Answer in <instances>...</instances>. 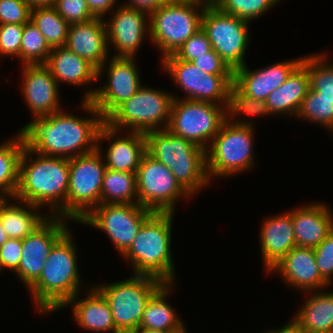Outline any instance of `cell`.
<instances>
[{"mask_svg": "<svg viewBox=\"0 0 333 333\" xmlns=\"http://www.w3.org/2000/svg\"><path fill=\"white\" fill-rule=\"evenodd\" d=\"M90 118L59 111L33 119L21 128L26 146L44 156L73 158L97 150L105 119L91 101H81Z\"/></svg>", "mask_w": 333, "mask_h": 333, "instance_id": "6da1fadb", "label": "cell"}, {"mask_svg": "<svg viewBox=\"0 0 333 333\" xmlns=\"http://www.w3.org/2000/svg\"><path fill=\"white\" fill-rule=\"evenodd\" d=\"M36 155L35 159L31 156ZM31 161V162H29ZM69 158L44 156L25 146L19 161V184L13 200L49 206L50 216L66 219Z\"/></svg>", "mask_w": 333, "mask_h": 333, "instance_id": "7a4b0ae2", "label": "cell"}, {"mask_svg": "<svg viewBox=\"0 0 333 333\" xmlns=\"http://www.w3.org/2000/svg\"><path fill=\"white\" fill-rule=\"evenodd\" d=\"M70 230L53 246L39 279L28 289L41 314L56 312L79 294L76 246Z\"/></svg>", "mask_w": 333, "mask_h": 333, "instance_id": "3957f363", "label": "cell"}, {"mask_svg": "<svg viewBox=\"0 0 333 333\" xmlns=\"http://www.w3.org/2000/svg\"><path fill=\"white\" fill-rule=\"evenodd\" d=\"M173 212H154L143 224L132 245L123 254L131 261L133 275L147 276L163 284H175L171 255Z\"/></svg>", "mask_w": 333, "mask_h": 333, "instance_id": "277c9868", "label": "cell"}, {"mask_svg": "<svg viewBox=\"0 0 333 333\" xmlns=\"http://www.w3.org/2000/svg\"><path fill=\"white\" fill-rule=\"evenodd\" d=\"M144 135L146 153L163 163L191 197L198 190L209 186L205 149L167 129L150 131Z\"/></svg>", "mask_w": 333, "mask_h": 333, "instance_id": "5b68a950", "label": "cell"}, {"mask_svg": "<svg viewBox=\"0 0 333 333\" xmlns=\"http://www.w3.org/2000/svg\"><path fill=\"white\" fill-rule=\"evenodd\" d=\"M253 127L252 122L238 118L223 122L206 149V169L210 181L214 177L234 176L254 166Z\"/></svg>", "mask_w": 333, "mask_h": 333, "instance_id": "8992f818", "label": "cell"}, {"mask_svg": "<svg viewBox=\"0 0 333 333\" xmlns=\"http://www.w3.org/2000/svg\"><path fill=\"white\" fill-rule=\"evenodd\" d=\"M174 95L142 86L138 92L120 104L105 124L115 130L147 133L167 129Z\"/></svg>", "mask_w": 333, "mask_h": 333, "instance_id": "52a82bcc", "label": "cell"}, {"mask_svg": "<svg viewBox=\"0 0 333 333\" xmlns=\"http://www.w3.org/2000/svg\"><path fill=\"white\" fill-rule=\"evenodd\" d=\"M208 4L165 2L149 14V37L163 58L176 51L201 29L202 15Z\"/></svg>", "mask_w": 333, "mask_h": 333, "instance_id": "ba28073f", "label": "cell"}, {"mask_svg": "<svg viewBox=\"0 0 333 333\" xmlns=\"http://www.w3.org/2000/svg\"><path fill=\"white\" fill-rule=\"evenodd\" d=\"M162 285L155 278L133 275L122 281L94 287L107 300L116 330L119 333H135L147 302Z\"/></svg>", "mask_w": 333, "mask_h": 333, "instance_id": "9c48e42d", "label": "cell"}, {"mask_svg": "<svg viewBox=\"0 0 333 333\" xmlns=\"http://www.w3.org/2000/svg\"><path fill=\"white\" fill-rule=\"evenodd\" d=\"M69 158V186L66 219L81 221L93 208L100 205L103 176L106 170L102 148Z\"/></svg>", "mask_w": 333, "mask_h": 333, "instance_id": "30bf717a", "label": "cell"}, {"mask_svg": "<svg viewBox=\"0 0 333 333\" xmlns=\"http://www.w3.org/2000/svg\"><path fill=\"white\" fill-rule=\"evenodd\" d=\"M226 120V106L174 96L167 130L207 149Z\"/></svg>", "mask_w": 333, "mask_h": 333, "instance_id": "8fae6325", "label": "cell"}, {"mask_svg": "<svg viewBox=\"0 0 333 333\" xmlns=\"http://www.w3.org/2000/svg\"><path fill=\"white\" fill-rule=\"evenodd\" d=\"M249 22L223 13L215 5H207L201 28L211 42L212 49L232 70L245 65L244 55L249 44Z\"/></svg>", "mask_w": 333, "mask_h": 333, "instance_id": "7c38bea8", "label": "cell"}, {"mask_svg": "<svg viewBox=\"0 0 333 333\" xmlns=\"http://www.w3.org/2000/svg\"><path fill=\"white\" fill-rule=\"evenodd\" d=\"M136 180L138 204L154 212L175 213L177 200L191 197L177 182L174 174L147 153L138 167Z\"/></svg>", "mask_w": 333, "mask_h": 333, "instance_id": "4fadbf2b", "label": "cell"}, {"mask_svg": "<svg viewBox=\"0 0 333 333\" xmlns=\"http://www.w3.org/2000/svg\"><path fill=\"white\" fill-rule=\"evenodd\" d=\"M154 211L139 204H100L79 223L107 233L115 249L123 255L132 245L144 222Z\"/></svg>", "mask_w": 333, "mask_h": 333, "instance_id": "5bb4252c", "label": "cell"}, {"mask_svg": "<svg viewBox=\"0 0 333 333\" xmlns=\"http://www.w3.org/2000/svg\"><path fill=\"white\" fill-rule=\"evenodd\" d=\"M162 60L163 68L171 75L174 83L186 93V98L183 99L227 106L233 75L205 73L192 62L180 60L174 54Z\"/></svg>", "mask_w": 333, "mask_h": 333, "instance_id": "9a60e30c", "label": "cell"}, {"mask_svg": "<svg viewBox=\"0 0 333 333\" xmlns=\"http://www.w3.org/2000/svg\"><path fill=\"white\" fill-rule=\"evenodd\" d=\"M107 61V84L87 91L82 99L91 101L104 119L143 86L134 57L112 56Z\"/></svg>", "mask_w": 333, "mask_h": 333, "instance_id": "2e32d148", "label": "cell"}, {"mask_svg": "<svg viewBox=\"0 0 333 333\" xmlns=\"http://www.w3.org/2000/svg\"><path fill=\"white\" fill-rule=\"evenodd\" d=\"M64 219L49 215L37 229L22 239L20 264L14 273L27 289L39 279L53 246L69 231Z\"/></svg>", "mask_w": 333, "mask_h": 333, "instance_id": "e0dca14e", "label": "cell"}, {"mask_svg": "<svg viewBox=\"0 0 333 333\" xmlns=\"http://www.w3.org/2000/svg\"><path fill=\"white\" fill-rule=\"evenodd\" d=\"M113 12L111 20L104 21L108 44L114 45L117 50L113 57L135 58L143 38L149 34V14L125 5L119 6Z\"/></svg>", "mask_w": 333, "mask_h": 333, "instance_id": "ac0fdd59", "label": "cell"}, {"mask_svg": "<svg viewBox=\"0 0 333 333\" xmlns=\"http://www.w3.org/2000/svg\"><path fill=\"white\" fill-rule=\"evenodd\" d=\"M22 93L33 119L62 110L60 87L44 64L23 65Z\"/></svg>", "mask_w": 333, "mask_h": 333, "instance_id": "d6986e66", "label": "cell"}, {"mask_svg": "<svg viewBox=\"0 0 333 333\" xmlns=\"http://www.w3.org/2000/svg\"><path fill=\"white\" fill-rule=\"evenodd\" d=\"M104 20L94 18L88 22L69 25L65 44L67 49L98 69V80L106 69V60L110 55Z\"/></svg>", "mask_w": 333, "mask_h": 333, "instance_id": "ffe728a7", "label": "cell"}, {"mask_svg": "<svg viewBox=\"0 0 333 333\" xmlns=\"http://www.w3.org/2000/svg\"><path fill=\"white\" fill-rule=\"evenodd\" d=\"M272 271L280 273L287 285L307 294L330 285L319 272L313 248L294 247L268 273Z\"/></svg>", "mask_w": 333, "mask_h": 333, "instance_id": "44dd1931", "label": "cell"}, {"mask_svg": "<svg viewBox=\"0 0 333 333\" xmlns=\"http://www.w3.org/2000/svg\"><path fill=\"white\" fill-rule=\"evenodd\" d=\"M119 132L107 124H104L99 131L98 144L116 137L106 148L105 155H102L105 166L113 171L137 173L141 160L146 154L145 135L140 132H127L126 136L117 138L116 135Z\"/></svg>", "mask_w": 333, "mask_h": 333, "instance_id": "7402d4cb", "label": "cell"}, {"mask_svg": "<svg viewBox=\"0 0 333 333\" xmlns=\"http://www.w3.org/2000/svg\"><path fill=\"white\" fill-rule=\"evenodd\" d=\"M302 58L279 62L250 71L246 64L233 71V84L247 96L266 100L267 96L286 82L292 71L302 62Z\"/></svg>", "mask_w": 333, "mask_h": 333, "instance_id": "603a6c76", "label": "cell"}, {"mask_svg": "<svg viewBox=\"0 0 333 333\" xmlns=\"http://www.w3.org/2000/svg\"><path fill=\"white\" fill-rule=\"evenodd\" d=\"M333 211L326 204L312 203L291 210L297 247L315 248L333 230Z\"/></svg>", "mask_w": 333, "mask_h": 333, "instance_id": "cb8c5ba5", "label": "cell"}, {"mask_svg": "<svg viewBox=\"0 0 333 333\" xmlns=\"http://www.w3.org/2000/svg\"><path fill=\"white\" fill-rule=\"evenodd\" d=\"M260 230V247L264 267L269 270L296 247L291 211L271 216Z\"/></svg>", "mask_w": 333, "mask_h": 333, "instance_id": "d4e9b609", "label": "cell"}, {"mask_svg": "<svg viewBox=\"0 0 333 333\" xmlns=\"http://www.w3.org/2000/svg\"><path fill=\"white\" fill-rule=\"evenodd\" d=\"M88 292H86L85 298H80L79 301L80 295L77 294L62 308L73 305L72 313L76 324L84 330L119 333L115 328L111 310L105 297L95 287H92Z\"/></svg>", "mask_w": 333, "mask_h": 333, "instance_id": "484cf974", "label": "cell"}, {"mask_svg": "<svg viewBox=\"0 0 333 333\" xmlns=\"http://www.w3.org/2000/svg\"><path fill=\"white\" fill-rule=\"evenodd\" d=\"M44 65L58 84L81 86L98 80V69L65 46L52 48Z\"/></svg>", "mask_w": 333, "mask_h": 333, "instance_id": "4316f807", "label": "cell"}, {"mask_svg": "<svg viewBox=\"0 0 333 333\" xmlns=\"http://www.w3.org/2000/svg\"><path fill=\"white\" fill-rule=\"evenodd\" d=\"M309 88L307 68L300 63L288 76L286 82L267 96L265 101L270 115L296 116Z\"/></svg>", "mask_w": 333, "mask_h": 333, "instance_id": "83f0119b", "label": "cell"}, {"mask_svg": "<svg viewBox=\"0 0 333 333\" xmlns=\"http://www.w3.org/2000/svg\"><path fill=\"white\" fill-rule=\"evenodd\" d=\"M18 201L20 205L11 204L8 199L0 200V221L9 238L22 240L37 229L49 217V214L48 216L40 214L37 211L40 207Z\"/></svg>", "mask_w": 333, "mask_h": 333, "instance_id": "f1b7e54d", "label": "cell"}, {"mask_svg": "<svg viewBox=\"0 0 333 333\" xmlns=\"http://www.w3.org/2000/svg\"><path fill=\"white\" fill-rule=\"evenodd\" d=\"M311 293L293 320L307 332L333 333V292Z\"/></svg>", "mask_w": 333, "mask_h": 333, "instance_id": "f546056e", "label": "cell"}, {"mask_svg": "<svg viewBox=\"0 0 333 333\" xmlns=\"http://www.w3.org/2000/svg\"><path fill=\"white\" fill-rule=\"evenodd\" d=\"M173 284H163L147 302L139 329L175 331L185 325L166 300Z\"/></svg>", "mask_w": 333, "mask_h": 333, "instance_id": "4dcf8cb0", "label": "cell"}, {"mask_svg": "<svg viewBox=\"0 0 333 333\" xmlns=\"http://www.w3.org/2000/svg\"><path fill=\"white\" fill-rule=\"evenodd\" d=\"M26 146L23 133L0 144V200L14 198L19 184V161Z\"/></svg>", "mask_w": 333, "mask_h": 333, "instance_id": "1f68e13d", "label": "cell"}, {"mask_svg": "<svg viewBox=\"0 0 333 333\" xmlns=\"http://www.w3.org/2000/svg\"><path fill=\"white\" fill-rule=\"evenodd\" d=\"M136 173L106 168L100 204H138Z\"/></svg>", "mask_w": 333, "mask_h": 333, "instance_id": "d6a6232c", "label": "cell"}, {"mask_svg": "<svg viewBox=\"0 0 333 333\" xmlns=\"http://www.w3.org/2000/svg\"><path fill=\"white\" fill-rule=\"evenodd\" d=\"M30 20L44 35L51 48L65 46L69 24L54 6L31 9Z\"/></svg>", "mask_w": 333, "mask_h": 333, "instance_id": "836d02e7", "label": "cell"}, {"mask_svg": "<svg viewBox=\"0 0 333 333\" xmlns=\"http://www.w3.org/2000/svg\"><path fill=\"white\" fill-rule=\"evenodd\" d=\"M326 55L305 56L302 64L307 68L310 89L321 97L333 101V64L326 60Z\"/></svg>", "mask_w": 333, "mask_h": 333, "instance_id": "e575fe53", "label": "cell"}, {"mask_svg": "<svg viewBox=\"0 0 333 333\" xmlns=\"http://www.w3.org/2000/svg\"><path fill=\"white\" fill-rule=\"evenodd\" d=\"M52 48L44 35L31 22L24 24L20 46V62L22 65L45 64Z\"/></svg>", "mask_w": 333, "mask_h": 333, "instance_id": "d590c367", "label": "cell"}, {"mask_svg": "<svg viewBox=\"0 0 333 333\" xmlns=\"http://www.w3.org/2000/svg\"><path fill=\"white\" fill-rule=\"evenodd\" d=\"M298 119L321 124L333 132V101L321 97L309 88L297 113Z\"/></svg>", "mask_w": 333, "mask_h": 333, "instance_id": "8d00e7d4", "label": "cell"}, {"mask_svg": "<svg viewBox=\"0 0 333 333\" xmlns=\"http://www.w3.org/2000/svg\"><path fill=\"white\" fill-rule=\"evenodd\" d=\"M267 116L270 115L265 100L253 99L242 93L233 83L229 87L226 106V119L234 121L236 115ZM234 117V118H233Z\"/></svg>", "mask_w": 333, "mask_h": 333, "instance_id": "74e56055", "label": "cell"}, {"mask_svg": "<svg viewBox=\"0 0 333 333\" xmlns=\"http://www.w3.org/2000/svg\"><path fill=\"white\" fill-rule=\"evenodd\" d=\"M280 0H218L215 4L223 13L234 15L249 23L261 17Z\"/></svg>", "mask_w": 333, "mask_h": 333, "instance_id": "f35d334b", "label": "cell"}, {"mask_svg": "<svg viewBox=\"0 0 333 333\" xmlns=\"http://www.w3.org/2000/svg\"><path fill=\"white\" fill-rule=\"evenodd\" d=\"M54 7L69 25L84 23L94 19L86 0H56Z\"/></svg>", "mask_w": 333, "mask_h": 333, "instance_id": "ab89813d", "label": "cell"}, {"mask_svg": "<svg viewBox=\"0 0 333 333\" xmlns=\"http://www.w3.org/2000/svg\"><path fill=\"white\" fill-rule=\"evenodd\" d=\"M31 18V7L25 0H0V25H24Z\"/></svg>", "mask_w": 333, "mask_h": 333, "instance_id": "60d3db41", "label": "cell"}, {"mask_svg": "<svg viewBox=\"0 0 333 333\" xmlns=\"http://www.w3.org/2000/svg\"><path fill=\"white\" fill-rule=\"evenodd\" d=\"M24 25H0V55L3 57L14 56L20 59V46Z\"/></svg>", "mask_w": 333, "mask_h": 333, "instance_id": "b9f144b4", "label": "cell"}, {"mask_svg": "<svg viewBox=\"0 0 333 333\" xmlns=\"http://www.w3.org/2000/svg\"><path fill=\"white\" fill-rule=\"evenodd\" d=\"M212 50L211 42L202 28L187 41L174 54L178 59L192 62L197 57L205 55Z\"/></svg>", "mask_w": 333, "mask_h": 333, "instance_id": "7bdbcfd3", "label": "cell"}, {"mask_svg": "<svg viewBox=\"0 0 333 333\" xmlns=\"http://www.w3.org/2000/svg\"><path fill=\"white\" fill-rule=\"evenodd\" d=\"M315 261L321 276L332 284L333 277V230L327 235L324 241L313 248Z\"/></svg>", "mask_w": 333, "mask_h": 333, "instance_id": "ee69618b", "label": "cell"}, {"mask_svg": "<svg viewBox=\"0 0 333 333\" xmlns=\"http://www.w3.org/2000/svg\"><path fill=\"white\" fill-rule=\"evenodd\" d=\"M192 63L205 73L213 75H233V71L226 65L214 49L197 57Z\"/></svg>", "mask_w": 333, "mask_h": 333, "instance_id": "f6af8a7d", "label": "cell"}, {"mask_svg": "<svg viewBox=\"0 0 333 333\" xmlns=\"http://www.w3.org/2000/svg\"><path fill=\"white\" fill-rule=\"evenodd\" d=\"M22 252V240L9 238L0 247V260L3 269L15 272L18 269Z\"/></svg>", "mask_w": 333, "mask_h": 333, "instance_id": "bcb514c9", "label": "cell"}, {"mask_svg": "<svg viewBox=\"0 0 333 333\" xmlns=\"http://www.w3.org/2000/svg\"><path fill=\"white\" fill-rule=\"evenodd\" d=\"M118 0H86L88 8L94 18L103 19L114 6Z\"/></svg>", "mask_w": 333, "mask_h": 333, "instance_id": "7dc6e473", "label": "cell"}, {"mask_svg": "<svg viewBox=\"0 0 333 333\" xmlns=\"http://www.w3.org/2000/svg\"><path fill=\"white\" fill-rule=\"evenodd\" d=\"M165 2V0H129V2L122 5L139 9L150 14L151 12L157 10Z\"/></svg>", "mask_w": 333, "mask_h": 333, "instance_id": "c3c4849f", "label": "cell"}, {"mask_svg": "<svg viewBox=\"0 0 333 333\" xmlns=\"http://www.w3.org/2000/svg\"><path fill=\"white\" fill-rule=\"evenodd\" d=\"M264 333H303V329L292 319L288 324L281 327V329L268 330Z\"/></svg>", "mask_w": 333, "mask_h": 333, "instance_id": "681fc988", "label": "cell"}, {"mask_svg": "<svg viewBox=\"0 0 333 333\" xmlns=\"http://www.w3.org/2000/svg\"><path fill=\"white\" fill-rule=\"evenodd\" d=\"M31 9L46 8L55 6L56 0H25Z\"/></svg>", "mask_w": 333, "mask_h": 333, "instance_id": "f907efd6", "label": "cell"}, {"mask_svg": "<svg viewBox=\"0 0 333 333\" xmlns=\"http://www.w3.org/2000/svg\"><path fill=\"white\" fill-rule=\"evenodd\" d=\"M9 239L7 233L4 231L0 221V247Z\"/></svg>", "mask_w": 333, "mask_h": 333, "instance_id": "816d5d0a", "label": "cell"}, {"mask_svg": "<svg viewBox=\"0 0 333 333\" xmlns=\"http://www.w3.org/2000/svg\"><path fill=\"white\" fill-rule=\"evenodd\" d=\"M135 333H169V332L154 330V329H138Z\"/></svg>", "mask_w": 333, "mask_h": 333, "instance_id": "f5cc1de1", "label": "cell"}, {"mask_svg": "<svg viewBox=\"0 0 333 333\" xmlns=\"http://www.w3.org/2000/svg\"><path fill=\"white\" fill-rule=\"evenodd\" d=\"M166 2H198L204 3L202 0H165Z\"/></svg>", "mask_w": 333, "mask_h": 333, "instance_id": "db71d44e", "label": "cell"}, {"mask_svg": "<svg viewBox=\"0 0 333 333\" xmlns=\"http://www.w3.org/2000/svg\"><path fill=\"white\" fill-rule=\"evenodd\" d=\"M169 333H188L186 330V327L184 325H182L179 329L175 330V331H171Z\"/></svg>", "mask_w": 333, "mask_h": 333, "instance_id": "11a10c76", "label": "cell"}, {"mask_svg": "<svg viewBox=\"0 0 333 333\" xmlns=\"http://www.w3.org/2000/svg\"><path fill=\"white\" fill-rule=\"evenodd\" d=\"M202 1L208 5H215L218 0H202Z\"/></svg>", "mask_w": 333, "mask_h": 333, "instance_id": "9f6ffc18", "label": "cell"}, {"mask_svg": "<svg viewBox=\"0 0 333 333\" xmlns=\"http://www.w3.org/2000/svg\"><path fill=\"white\" fill-rule=\"evenodd\" d=\"M3 270V266L1 264V260H0V271Z\"/></svg>", "mask_w": 333, "mask_h": 333, "instance_id": "6f0895ef", "label": "cell"}]
</instances>
